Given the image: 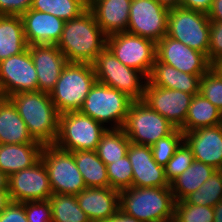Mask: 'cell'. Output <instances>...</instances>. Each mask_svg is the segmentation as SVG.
I'll use <instances>...</instances> for the list:
<instances>
[{
	"label": "cell",
	"instance_id": "45",
	"mask_svg": "<svg viewBox=\"0 0 222 222\" xmlns=\"http://www.w3.org/2000/svg\"><path fill=\"white\" fill-rule=\"evenodd\" d=\"M101 222H142L132 216L125 214L120 209L108 219L102 220Z\"/></svg>",
	"mask_w": 222,
	"mask_h": 222
},
{
	"label": "cell",
	"instance_id": "3",
	"mask_svg": "<svg viewBox=\"0 0 222 222\" xmlns=\"http://www.w3.org/2000/svg\"><path fill=\"white\" fill-rule=\"evenodd\" d=\"M119 209L142 222H173L171 187H131L119 191Z\"/></svg>",
	"mask_w": 222,
	"mask_h": 222
},
{
	"label": "cell",
	"instance_id": "41",
	"mask_svg": "<svg viewBox=\"0 0 222 222\" xmlns=\"http://www.w3.org/2000/svg\"><path fill=\"white\" fill-rule=\"evenodd\" d=\"M33 0H0V15L21 16L31 8Z\"/></svg>",
	"mask_w": 222,
	"mask_h": 222
},
{
	"label": "cell",
	"instance_id": "34",
	"mask_svg": "<svg viewBox=\"0 0 222 222\" xmlns=\"http://www.w3.org/2000/svg\"><path fill=\"white\" fill-rule=\"evenodd\" d=\"M183 142L184 133L178 128L166 137L160 138L150 146L156 163L164 167Z\"/></svg>",
	"mask_w": 222,
	"mask_h": 222
},
{
	"label": "cell",
	"instance_id": "5",
	"mask_svg": "<svg viewBox=\"0 0 222 222\" xmlns=\"http://www.w3.org/2000/svg\"><path fill=\"white\" fill-rule=\"evenodd\" d=\"M132 102L126 94L96 81L79 111L107 129H117L122 128Z\"/></svg>",
	"mask_w": 222,
	"mask_h": 222
},
{
	"label": "cell",
	"instance_id": "50",
	"mask_svg": "<svg viewBox=\"0 0 222 222\" xmlns=\"http://www.w3.org/2000/svg\"><path fill=\"white\" fill-rule=\"evenodd\" d=\"M213 67L218 71V73L222 76V60L217 61L213 64Z\"/></svg>",
	"mask_w": 222,
	"mask_h": 222
},
{
	"label": "cell",
	"instance_id": "48",
	"mask_svg": "<svg viewBox=\"0 0 222 222\" xmlns=\"http://www.w3.org/2000/svg\"><path fill=\"white\" fill-rule=\"evenodd\" d=\"M214 220L213 222H222V200L219 201L214 207Z\"/></svg>",
	"mask_w": 222,
	"mask_h": 222
},
{
	"label": "cell",
	"instance_id": "47",
	"mask_svg": "<svg viewBox=\"0 0 222 222\" xmlns=\"http://www.w3.org/2000/svg\"><path fill=\"white\" fill-rule=\"evenodd\" d=\"M155 1L168 9L181 7V0H155Z\"/></svg>",
	"mask_w": 222,
	"mask_h": 222
},
{
	"label": "cell",
	"instance_id": "18",
	"mask_svg": "<svg viewBox=\"0 0 222 222\" xmlns=\"http://www.w3.org/2000/svg\"><path fill=\"white\" fill-rule=\"evenodd\" d=\"M127 155L133 169L132 187H170L164 167L156 163L150 146L130 143Z\"/></svg>",
	"mask_w": 222,
	"mask_h": 222
},
{
	"label": "cell",
	"instance_id": "7",
	"mask_svg": "<svg viewBox=\"0 0 222 222\" xmlns=\"http://www.w3.org/2000/svg\"><path fill=\"white\" fill-rule=\"evenodd\" d=\"M106 130L102 124L80 111L62 113L59 115L58 135L54 145L70 152L96 150Z\"/></svg>",
	"mask_w": 222,
	"mask_h": 222
},
{
	"label": "cell",
	"instance_id": "22",
	"mask_svg": "<svg viewBox=\"0 0 222 222\" xmlns=\"http://www.w3.org/2000/svg\"><path fill=\"white\" fill-rule=\"evenodd\" d=\"M132 0H95L88 5L97 24L107 35L126 32Z\"/></svg>",
	"mask_w": 222,
	"mask_h": 222
},
{
	"label": "cell",
	"instance_id": "49",
	"mask_svg": "<svg viewBox=\"0 0 222 222\" xmlns=\"http://www.w3.org/2000/svg\"><path fill=\"white\" fill-rule=\"evenodd\" d=\"M0 189H8V176L0 170Z\"/></svg>",
	"mask_w": 222,
	"mask_h": 222
},
{
	"label": "cell",
	"instance_id": "31",
	"mask_svg": "<svg viewBox=\"0 0 222 222\" xmlns=\"http://www.w3.org/2000/svg\"><path fill=\"white\" fill-rule=\"evenodd\" d=\"M52 222H91L79 207L76 195L53 193L49 198Z\"/></svg>",
	"mask_w": 222,
	"mask_h": 222
},
{
	"label": "cell",
	"instance_id": "39",
	"mask_svg": "<svg viewBox=\"0 0 222 222\" xmlns=\"http://www.w3.org/2000/svg\"><path fill=\"white\" fill-rule=\"evenodd\" d=\"M28 222H52V209L49 200L24 202Z\"/></svg>",
	"mask_w": 222,
	"mask_h": 222
},
{
	"label": "cell",
	"instance_id": "36",
	"mask_svg": "<svg viewBox=\"0 0 222 222\" xmlns=\"http://www.w3.org/2000/svg\"><path fill=\"white\" fill-rule=\"evenodd\" d=\"M107 176L110 188L121 191L131 188L133 181V169L128 155L107 165Z\"/></svg>",
	"mask_w": 222,
	"mask_h": 222
},
{
	"label": "cell",
	"instance_id": "11",
	"mask_svg": "<svg viewBox=\"0 0 222 222\" xmlns=\"http://www.w3.org/2000/svg\"><path fill=\"white\" fill-rule=\"evenodd\" d=\"M107 48L122 64L149 77L156 60L154 41L128 32H119L107 36Z\"/></svg>",
	"mask_w": 222,
	"mask_h": 222
},
{
	"label": "cell",
	"instance_id": "42",
	"mask_svg": "<svg viewBox=\"0 0 222 222\" xmlns=\"http://www.w3.org/2000/svg\"><path fill=\"white\" fill-rule=\"evenodd\" d=\"M0 222H28L24 202L11 201L0 213Z\"/></svg>",
	"mask_w": 222,
	"mask_h": 222
},
{
	"label": "cell",
	"instance_id": "51",
	"mask_svg": "<svg viewBox=\"0 0 222 222\" xmlns=\"http://www.w3.org/2000/svg\"><path fill=\"white\" fill-rule=\"evenodd\" d=\"M93 1H95V0H84V2H85L87 5L91 4Z\"/></svg>",
	"mask_w": 222,
	"mask_h": 222
},
{
	"label": "cell",
	"instance_id": "8",
	"mask_svg": "<svg viewBox=\"0 0 222 222\" xmlns=\"http://www.w3.org/2000/svg\"><path fill=\"white\" fill-rule=\"evenodd\" d=\"M210 23L207 13L183 7L169 9L166 35L208 56Z\"/></svg>",
	"mask_w": 222,
	"mask_h": 222
},
{
	"label": "cell",
	"instance_id": "9",
	"mask_svg": "<svg viewBox=\"0 0 222 222\" xmlns=\"http://www.w3.org/2000/svg\"><path fill=\"white\" fill-rule=\"evenodd\" d=\"M122 129L131 143L151 146L176 127L143 101H133Z\"/></svg>",
	"mask_w": 222,
	"mask_h": 222
},
{
	"label": "cell",
	"instance_id": "37",
	"mask_svg": "<svg viewBox=\"0 0 222 222\" xmlns=\"http://www.w3.org/2000/svg\"><path fill=\"white\" fill-rule=\"evenodd\" d=\"M199 93L222 111V76L213 66L201 77Z\"/></svg>",
	"mask_w": 222,
	"mask_h": 222
},
{
	"label": "cell",
	"instance_id": "32",
	"mask_svg": "<svg viewBox=\"0 0 222 222\" xmlns=\"http://www.w3.org/2000/svg\"><path fill=\"white\" fill-rule=\"evenodd\" d=\"M31 9L67 21L80 16L88 9V5L84 0H33Z\"/></svg>",
	"mask_w": 222,
	"mask_h": 222
},
{
	"label": "cell",
	"instance_id": "21",
	"mask_svg": "<svg viewBox=\"0 0 222 222\" xmlns=\"http://www.w3.org/2000/svg\"><path fill=\"white\" fill-rule=\"evenodd\" d=\"M76 198L91 222H101L119 210V191L110 187L86 188Z\"/></svg>",
	"mask_w": 222,
	"mask_h": 222
},
{
	"label": "cell",
	"instance_id": "10",
	"mask_svg": "<svg viewBox=\"0 0 222 222\" xmlns=\"http://www.w3.org/2000/svg\"><path fill=\"white\" fill-rule=\"evenodd\" d=\"M41 159L47 169L52 193L77 195L87 188L73 152L62 150L54 144L44 145Z\"/></svg>",
	"mask_w": 222,
	"mask_h": 222
},
{
	"label": "cell",
	"instance_id": "4",
	"mask_svg": "<svg viewBox=\"0 0 222 222\" xmlns=\"http://www.w3.org/2000/svg\"><path fill=\"white\" fill-rule=\"evenodd\" d=\"M96 81L92 64L68 62L50 92L58 113L79 111Z\"/></svg>",
	"mask_w": 222,
	"mask_h": 222
},
{
	"label": "cell",
	"instance_id": "27",
	"mask_svg": "<svg viewBox=\"0 0 222 222\" xmlns=\"http://www.w3.org/2000/svg\"><path fill=\"white\" fill-rule=\"evenodd\" d=\"M220 124H222V111L199 93L192 98L181 131L185 133Z\"/></svg>",
	"mask_w": 222,
	"mask_h": 222
},
{
	"label": "cell",
	"instance_id": "12",
	"mask_svg": "<svg viewBox=\"0 0 222 222\" xmlns=\"http://www.w3.org/2000/svg\"><path fill=\"white\" fill-rule=\"evenodd\" d=\"M38 91V78L29 49L0 61V97Z\"/></svg>",
	"mask_w": 222,
	"mask_h": 222
},
{
	"label": "cell",
	"instance_id": "19",
	"mask_svg": "<svg viewBox=\"0 0 222 222\" xmlns=\"http://www.w3.org/2000/svg\"><path fill=\"white\" fill-rule=\"evenodd\" d=\"M28 49L36 68L38 91L50 94L68 61L57 45H28Z\"/></svg>",
	"mask_w": 222,
	"mask_h": 222
},
{
	"label": "cell",
	"instance_id": "13",
	"mask_svg": "<svg viewBox=\"0 0 222 222\" xmlns=\"http://www.w3.org/2000/svg\"><path fill=\"white\" fill-rule=\"evenodd\" d=\"M168 13L155 0H132L126 32L157 43L167 34Z\"/></svg>",
	"mask_w": 222,
	"mask_h": 222
},
{
	"label": "cell",
	"instance_id": "20",
	"mask_svg": "<svg viewBox=\"0 0 222 222\" xmlns=\"http://www.w3.org/2000/svg\"><path fill=\"white\" fill-rule=\"evenodd\" d=\"M21 19L28 45H57L59 42L65 23L63 19L31 8L21 15Z\"/></svg>",
	"mask_w": 222,
	"mask_h": 222
},
{
	"label": "cell",
	"instance_id": "25",
	"mask_svg": "<svg viewBox=\"0 0 222 222\" xmlns=\"http://www.w3.org/2000/svg\"><path fill=\"white\" fill-rule=\"evenodd\" d=\"M40 143L29 134L13 102L0 97V144Z\"/></svg>",
	"mask_w": 222,
	"mask_h": 222
},
{
	"label": "cell",
	"instance_id": "16",
	"mask_svg": "<svg viewBox=\"0 0 222 222\" xmlns=\"http://www.w3.org/2000/svg\"><path fill=\"white\" fill-rule=\"evenodd\" d=\"M193 95L174 89L145 85V102L152 110L166 118L172 125L182 129Z\"/></svg>",
	"mask_w": 222,
	"mask_h": 222
},
{
	"label": "cell",
	"instance_id": "33",
	"mask_svg": "<svg viewBox=\"0 0 222 222\" xmlns=\"http://www.w3.org/2000/svg\"><path fill=\"white\" fill-rule=\"evenodd\" d=\"M184 200L188 204L214 207L222 200V170H216L197 191Z\"/></svg>",
	"mask_w": 222,
	"mask_h": 222
},
{
	"label": "cell",
	"instance_id": "30",
	"mask_svg": "<svg viewBox=\"0 0 222 222\" xmlns=\"http://www.w3.org/2000/svg\"><path fill=\"white\" fill-rule=\"evenodd\" d=\"M130 143L122 128L107 129L101 136L95 151L107 166L126 156Z\"/></svg>",
	"mask_w": 222,
	"mask_h": 222
},
{
	"label": "cell",
	"instance_id": "44",
	"mask_svg": "<svg viewBox=\"0 0 222 222\" xmlns=\"http://www.w3.org/2000/svg\"><path fill=\"white\" fill-rule=\"evenodd\" d=\"M207 16L211 22H222V0H213Z\"/></svg>",
	"mask_w": 222,
	"mask_h": 222
},
{
	"label": "cell",
	"instance_id": "38",
	"mask_svg": "<svg viewBox=\"0 0 222 222\" xmlns=\"http://www.w3.org/2000/svg\"><path fill=\"white\" fill-rule=\"evenodd\" d=\"M194 161L191 149L183 142L173 157L164 166L165 177L171 184L177 177L186 171Z\"/></svg>",
	"mask_w": 222,
	"mask_h": 222
},
{
	"label": "cell",
	"instance_id": "43",
	"mask_svg": "<svg viewBox=\"0 0 222 222\" xmlns=\"http://www.w3.org/2000/svg\"><path fill=\"white\" fill-rule=\"evenodd\" d=\"M213 0H181V7L207 13Z\"/></svg>",
	"mask_w": 222,
	"mask_h": 222
},
{
	"label": "cell",
	"instance_id": "26",
	"mask_svg": "<svg viewBox=\"0 0 222 222\" xmlns=\"http://www.w3.org/2000/svg\"><path fill=\"white\" fill-rule=\"evenodd\" d=\"M27 49L21 16L0 15V61Z\"/></svg>",
	"mask_w": 222,
	"mask_h": 222
},
{
	"label": "cell",
	"instance_id": "46",
	"mask_svg": "<svg viewBox=\"0 0 222 222\" xmlns=\"http://www.w3.org/2000/svg\"><path fill=\"white\" fill-rule=\"evenodd\" d=\"M11 202L10 193L8 189H0V213Z\"/></svg>",
	"mask_w": 222,
	"mask_h": 222
},
{
	"label": "cell",
	"instance_id": "2",
	"mask_svg": "<svg viewBox=\"0 0 222 222\" xmlns=\"http://www.w3.org/2000/svg\"><path fill=\"white\" fill-rule=\"evenodd\" d=\"M26 123L32 138L43 145L54 144L58 135L59 113L50 94L35 91L15 93L8 97Z\"/></svg>",
	"mask_w": 222,
	"mask_h": 222
},
{
	"label": "cell",
	"instance_id": "14",
	"mask_svg": "<svg viewBox=\"0 0 222 222\" xmlns=\"http://www.w3.org/2000/svg\"><path fill=\"white\" fill-rule=\"evenodd\" d=\"M8 192L14 202L49 200L53 193L42 159L30 168L11 174L8 177Z\"/></svg>",
	"mask_w": 222,
	"mask_h": 222
},
{
	"label": "cell",
	"instance_id": "6",
	"mask_svg": "<svg viewBox=\"0 0 222 222\" xmlns=\"http://www.w3.org/2000/svg\"><path fill=\"white\" fill-rule=\"evenodd\" d=\"M92 65L97 82L117 89L133 101H143L148 78L122 64L107 47L97 55Z\"/></svg>",
	"mask_w": 222,
	"mask_h": 222
},
{
	"label": "cell",
	"instance_id": "17",
	"mask_svg": "<svg viewBox=\"0 0 222 222\" xmlns=\"http://www.w3.org/2000/svg\"><path fill=\"white\" fill-rule=\"evenodd\" d=\"M184 142L191 149L194 160L222 170V124L185 132Z\"/></svg>",
	"mask_w": 222,
	"mask_h": 222
},
{
	"label": "cell",
	"instance_id": "1",
	"mask_svg": "<svg viewBox=\"0 0 222 222\" xmlns=\"http://www.w3.org/2000/svg\"><path fill=\"white\" fill-rule=\"evenodd\" d=\"M107 47V35L87 9L77 18L67 20L57 48L71 63L93 64L97 55Z\"/></svg>",
	"mask_w": 222,
	"mask_h": 222
},
{
	"label": "cell",
	"instance_id": "40",
	"mask_svg": "<svg viewBox=\"0 0 222 222\" xmlns=\"http://www.w3.org/2000/svg\"><path fill=\"white\" fill-rule=\"evenodd\" d=\"M207 57L212 65L222 60V22L210 23V44Z\"/></svg>",
	"mask_w": 222,
	"mask_h": 222
},
{
	"label": "cell",
	"instance_id": "29",
	"mask_svg": "<svg viewBox=\"0 0 222 222\" xmlns=\"http://www.w3.org/2000/svg\"><path fill=\"white\" fill-rule=\"evenodd\" d=\"M73 155L87 188L110 187L107 166L99 158L95 150L75 151Z\"/></svg>",
	"mask_w": 222,
	"mask_h": 222
},
{
	"label": "cell",
	"instance_id": "23",
	"mask_svg": "<svg viewBox=\"0 0 222 222\" xmlns=\"http://www.w3.org/2000/svg\"><path fill=\"white\" fill-rule=\"evenodd\" d=\"M202 76L181 72L173 66L156 59L148 81L156 87L179 90L194 96L199 94Z\"/></svg>",
	"mask_w": 222,
	"mask_h": 222
},
{
	"label": "cell",
	"instance_id": "24",
	"mask_svg": "<svg viewBox=\"0 0 222 222\" xmlns=\"http://www.w3.org/2000/svg\"><path fill=\"white\" fill-rule=\"evenodd\" d=\"M41 143L0 144V170L10 176L32 167L41 159Z\"/></svg>",
	"mask_w": 222,
	"mask_h": 222
},
{
	"label": "cell",
	"instance_id": "15",
	"mask_svg": "<svg viewBox=\"0 0 222 222\" xmlns=\"http://www.w3.org/2000/svg\"><path fill=\"white\" fill-rule=\"evenodd\" d=\"M156 59L193 75H204L213 65L206 54L165 35L156 43Z\"/></svg>",
	"mask_w": 222,
	"mask_h": 222
},
{
	"label": "cell",
	"instance_id": "28",
	"mask_svg": "<svg viewBox=\"0 0 222 222\" xmlns=\"http://www.w3.org/2000/svg\"><path fill=\"white\" fill-rule=\"evenodd\" d=\"M215 171L214 167L194 160L191 166L170 184L175 201H182L197 191Z\"/></svg>",
	"mask_w": 222,
	"mask_h": 222
},
{
	"label": "cell",
	"instance_id": "35",
	"mask_svg": "<svg viewBox=\"0 0 222 222\" xmlns=\"http://www.w3.org/2000/svg\"><path fill=\"white\" fill-rule=\"evenodd\" d=\"M213 207L188 204L185 200L175 203L173 222H213Z\"/></svg>",
	"mask_w": 222,
	"mask_h": 222
}]
</instances>
